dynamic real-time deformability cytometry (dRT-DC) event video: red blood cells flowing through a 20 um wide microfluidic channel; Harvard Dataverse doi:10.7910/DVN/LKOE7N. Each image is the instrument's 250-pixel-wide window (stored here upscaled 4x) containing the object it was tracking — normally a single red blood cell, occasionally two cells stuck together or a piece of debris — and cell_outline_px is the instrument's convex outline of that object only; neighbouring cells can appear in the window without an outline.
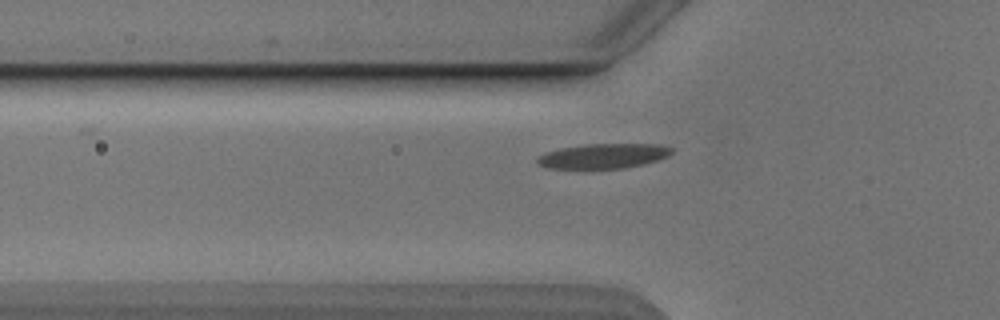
{"species": "Egyptian fruit bat (a non-hibernating species)", "species_latin": "Rousettus aegyptiacus", "temperature_condition": "cold", "stored_images_in_passage": 40, "camera_frame_rate_fps": 3000, "um_per_image_px": 0.085, "animal": {"sex": "male"}, "frame": {"image": 1, "passage_image": 5, "time_ms": 1.333, "image_size_px": [1000, 320], "cell_outline_px": [[672, 152], [668, 156], [644, 164], [624, 168], [548, 168], [536, 164], [536, 156], [544, 152], [560, 148], [584, 144], [660, 144], [672, 148]], "centroid_in_image_um": [51.23, 13.25], "position_along_channel_um": 74.6, "area_um2": 19.54}}
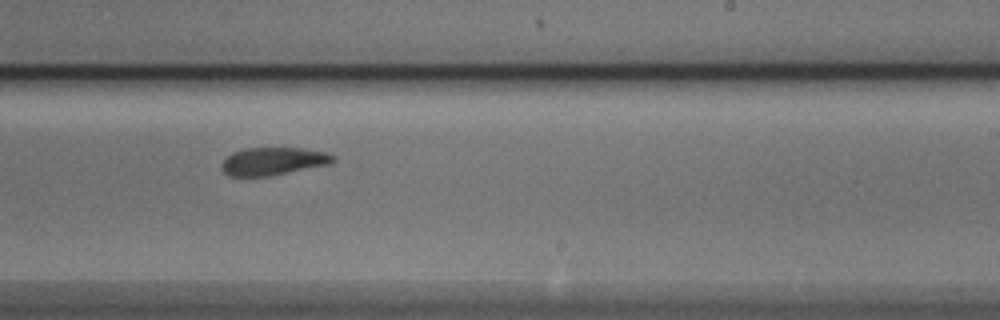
{"frame": {"image": 2, "passage_image": 20, "time_ms": 6.333, "image_size_px": [1000, 320], "cell_outline_px": [[336, 160], [328, 164], [268, 176], [228, 176], [220, 168], [220, 164], [232, 152], [244, 148], [300, 148], [328, 152], [336, 156]], "centroid_in_image_um": [23.2, 13.7], "position_along_channel_um": 265.8, "area_um2": 18.03}}
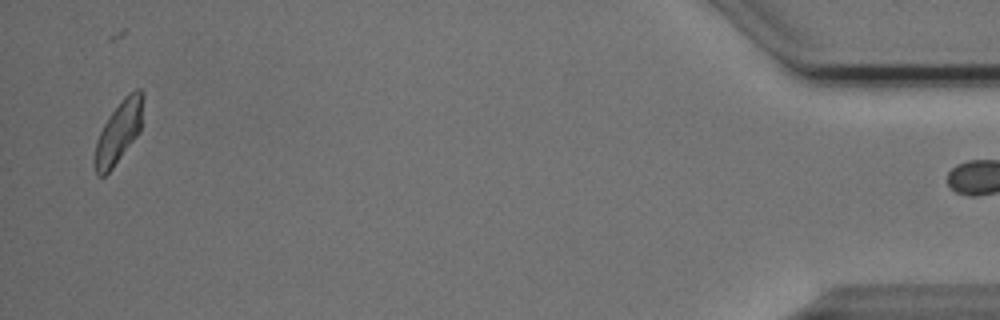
{"frame": {"image": 3, "passage_image": 39, "time_ms": 12.667, "image_size_px": [1000, 320], "cell_outline_px": [[144, 96], [140, 132], [112, 168], [104, 176], [96, 176], [96, 140], [108, 116], [124, 96], [128, 92], [136, 88], [140, 88], [144, 92]], "centroid_in_image_um": [10.13, 11.14], "position_along_channel_um": 425.1, "area_um2": 17.34}}